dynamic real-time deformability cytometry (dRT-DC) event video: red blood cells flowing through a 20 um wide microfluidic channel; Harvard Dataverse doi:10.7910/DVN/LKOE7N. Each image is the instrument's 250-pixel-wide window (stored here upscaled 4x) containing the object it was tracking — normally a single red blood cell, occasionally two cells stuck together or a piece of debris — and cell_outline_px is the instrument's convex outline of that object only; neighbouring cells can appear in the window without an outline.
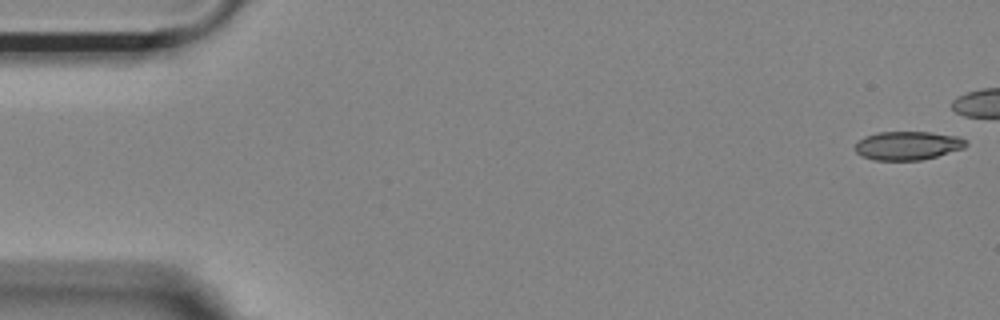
{"species": "Egyptian fruit bat (a non-hibernating species)", "species_latin": "Rousettus aegyptiacus", "temperature_condition": "room temperature", "stored_images_in_passage": 43, "camera_frame_rate_fps": 3000, "um_per_image_px": 0.085, "animal": {"sex": "female"}, "frame": {"image": 1, "passage_image": 1, "time_ms": 0.0, "image_size_px": [1000, 320], "cell_outline_px": [[968, 144], [964, 148], [936, 156], [920, 160], [872, 160], [860, 156], [852, 148], [864, 136], [876, 132], [932, 132], [956, 136], [968, 140]], "centroid_in_image_um": [77.12, 12.37], "position_along_channel_um": 7.9, "area_um2": 18.67}}
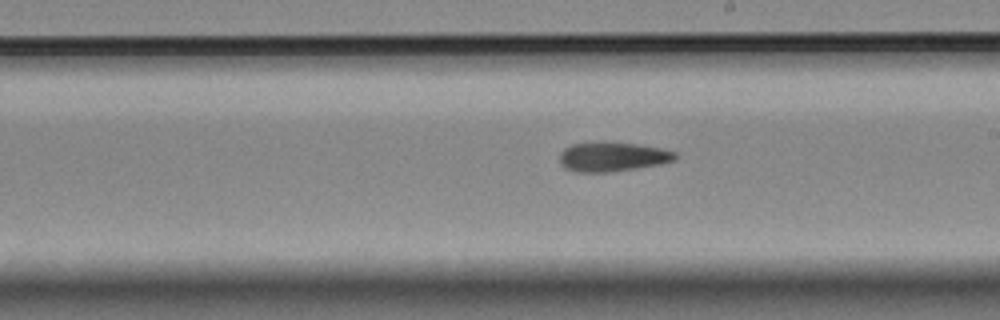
{"frame": {"image": 2, "passage_image": 30, "time_ms": 9.667, "image_size_px": [1000, 320], "cell_outline_px": [[676, 160], [660, 164], [636, 168], [608, 172], [576, 172], [564, 168], [560, 164], [560, 152], [564, 148], [572, 144], [588, 140], [604, 140], [636, 144], [660, 148], [676, 152]], "centroid_in_image_um": [52.0, 13.29], "position_along_channel_um": 237.0, "area_um2": 20.35}}
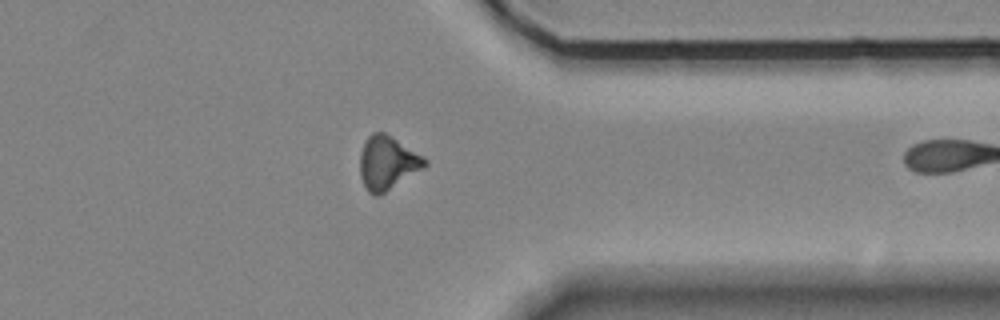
{"frame": {"image": 3, "passage_image": 42, "time_ms": 13.667, "image_size_px": [1000, 320], "cell_outline_px": [[428, 164], [424, 168], [380, 196], [372, 196], [368, 192], [360, 176], [360, 152], [368, 136], [372, 132], [384, 132], [424, 156], [428, 160]], "centroid_in_image_um": [32.94, 13.86], "position_along_channel_um": 378.5, "area_um2": 20.4}}